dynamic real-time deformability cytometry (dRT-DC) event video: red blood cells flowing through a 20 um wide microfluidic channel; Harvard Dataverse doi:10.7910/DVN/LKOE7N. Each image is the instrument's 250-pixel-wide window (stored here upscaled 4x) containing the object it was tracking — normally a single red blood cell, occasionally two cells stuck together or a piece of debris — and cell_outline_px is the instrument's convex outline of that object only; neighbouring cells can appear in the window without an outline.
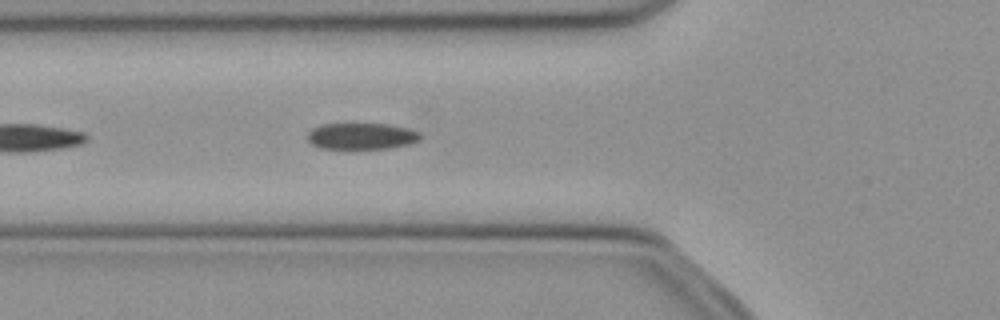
{"species": "common noctule bat (a hibernating species)", "species_latin": "Nyctalus noctula", "temperature_condition": "cold", "stored_images_in_passage": 15, "camera_frame_rate_fps": 3000, "um_per_image_px": 0.085, "animal": {"sex": "female", "body_mass_g": 21.9}, "frame": {"image": 1, "passage_image": 5, "time_ms": 1.333, "image_size_px": [1000, 320], "cell_outline_px": [[420, 140], [408, 144], [388, 148], [348, 152], [320, 148], [312, 144], [308, 140], [308, 132], [312, 128], [320, 124], [388, 124], [408, 128], [420, 132]], "centroid_in_image_um": [30.68, 11.62], "position_along_channel_um": 95.1, "area_um2": 18.21}}